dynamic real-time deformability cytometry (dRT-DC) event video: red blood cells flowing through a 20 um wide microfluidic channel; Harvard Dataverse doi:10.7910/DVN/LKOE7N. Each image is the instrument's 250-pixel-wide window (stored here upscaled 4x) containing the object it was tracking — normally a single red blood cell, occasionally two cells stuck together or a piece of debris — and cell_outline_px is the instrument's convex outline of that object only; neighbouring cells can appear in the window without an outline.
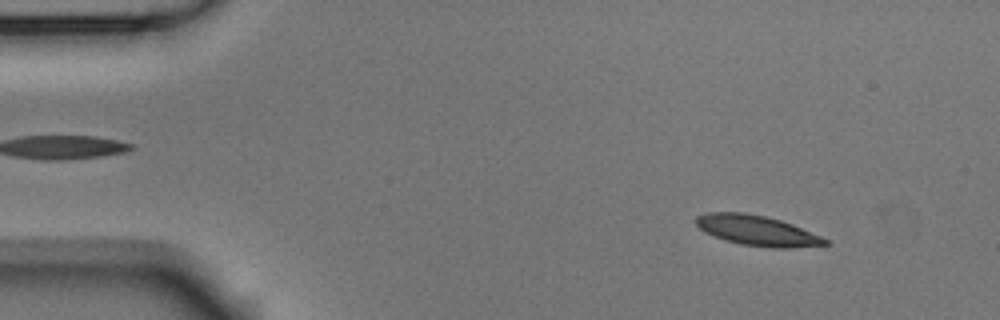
{"species": "Egyptian fruit bat (a non-hibernating species)", "species_latin": "Rousettus aegyptiacus", "temperature_condition": "room temperature", "stored_images_in_passage": 4, "camera_frame_rate_fps": 3000, "um_per_image_px": 0.085, "animal": {"sex": "male"}, "frame": {"image": 1, "passage_image": 1, "time_ms": 0.0, "image_size_px": [1000, 320], "cell_outline_px": [[832, 244], [792, 248], [772, 248], [740, 244], [724, 240], [704, 232], [696, 224], [696, 216], [708, 212], [744, 212], [764, 216], [780, 220], [792, 224], [832, 240]], "centroid_in_image_um": [64.4, 19.61], "position_along_channel_um": 20.6, "area_um2": 22.95}}